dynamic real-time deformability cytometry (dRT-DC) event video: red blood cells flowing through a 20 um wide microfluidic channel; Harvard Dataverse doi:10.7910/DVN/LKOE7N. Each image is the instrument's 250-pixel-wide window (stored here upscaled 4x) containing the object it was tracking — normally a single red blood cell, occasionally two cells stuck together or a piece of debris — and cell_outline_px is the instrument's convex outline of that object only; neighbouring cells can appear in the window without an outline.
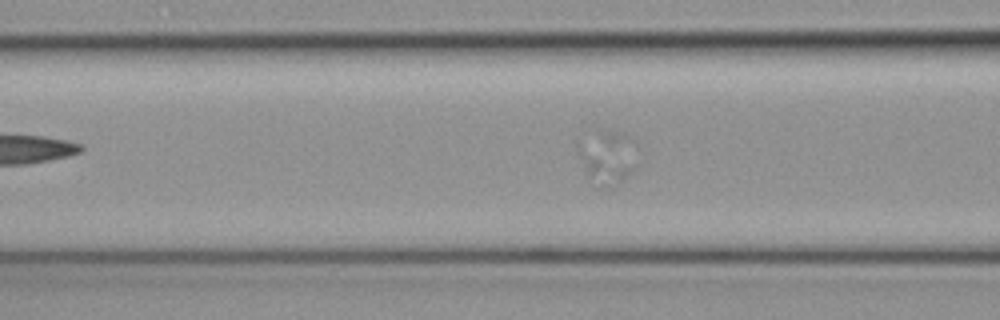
{"species": "common noctule bat (a hibernating species)", "species_latin": "Nyctalus noctula", "temperature_condition": "cold", "stored_images_in_passage": 15, "segment_of_instrument_passage": [2, 2], "camera_frame_rate_fps": 3000, "um_per_image_px": 0.085, "animal": {"sex": "female", "body_mass_g": 19.3, "forearm_length_mm": 54.1}, "frame": {"image": 1, "passage_image": 3, "time_ms": 0.667, "image_size_px": [1000, 320], "cell_outline_px": [[640, 164], [632, 172], [608, 188], [596, 188], [588, 180], [580, 152], [576, 136], [584, 124], [592, 124], [612, 128], [628, 132], [632, 140]], "centroid_in_image_um": [51.55, 13.13], "position_along_channel_um": 115.1, "area_um2": 20.98}}
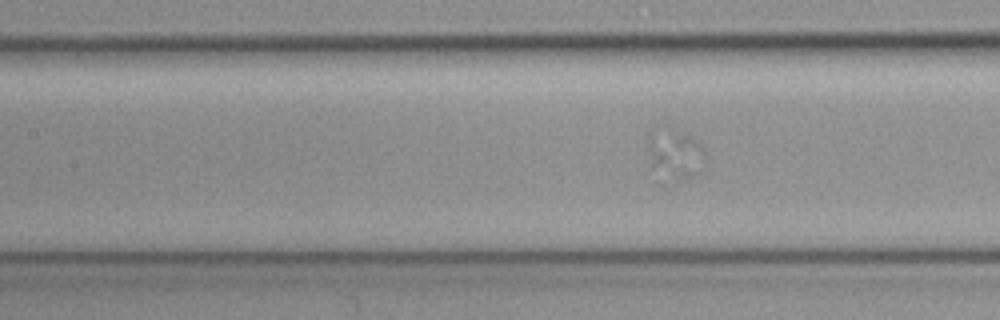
{"frame": {"image": 2, "passage_image": 7, "time_ms": 2.0, "image_size_px": [1000, 320], "cell_outline_px": [[708, 164], [692, 176], [684, 180], [676, 180], [652, 164], [652, 128], [656, 124], [664, 120], [688, 136], [704, 152], [708, 160]], "centroid_in_image_um": [57.46, 12.95], "position_along_channel_um": 149.9, "area_um2": 16.13}}